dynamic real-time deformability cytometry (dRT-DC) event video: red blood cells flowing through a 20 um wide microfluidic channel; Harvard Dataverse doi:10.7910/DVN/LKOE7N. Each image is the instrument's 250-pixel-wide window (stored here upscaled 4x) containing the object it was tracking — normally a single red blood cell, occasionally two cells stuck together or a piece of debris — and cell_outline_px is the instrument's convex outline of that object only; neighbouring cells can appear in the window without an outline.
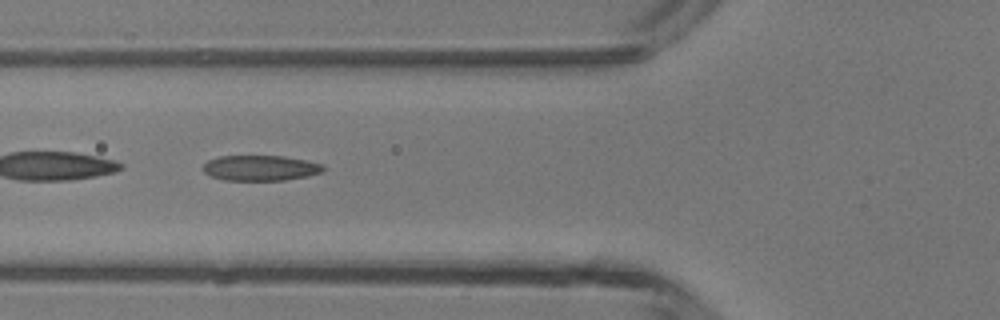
{"species": "common noctule bat (a hibernating species)", "species_latin": "Nyctalus noctula", "temperature_condition": "room temperature", "stored_images_in_passage": 46, "camera_frame_rate_fps": 3000, "um_per_image_px": 0.085, "animal": {"sex": "male", "body_mass_g": 13.3}, "frame": {"image": 1, "passage_image": 17, "time_ms": 5.333, "image_size_px": [1000, 320], "cell_outline_px": [[324, 172], [308, 176], [284, 180], [224, 180], [212, 176], [204, 172], [204, 164], [208, 160], [220, 156], [284, 156], [308, 160], [324, 164]], "centroid_in_image_um": [22.2, 14.27], "position_along_channel_um": 103.6, "area_um2": 17.86}}
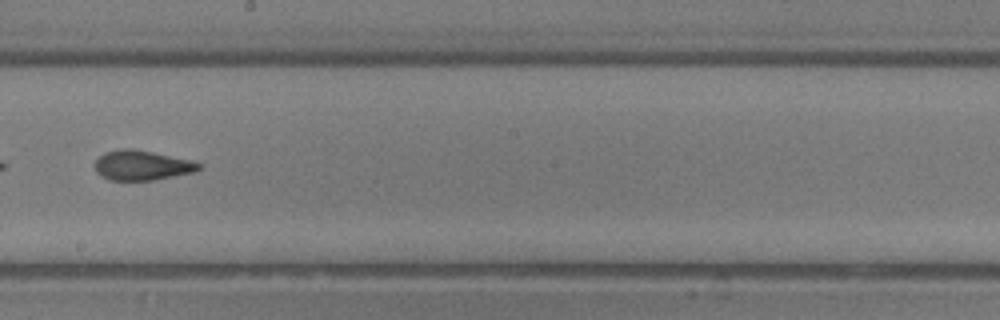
{"frame": {"image": 2, "passage_image": 26, "time_ms": 8.333, "image_size_px": [1000, 320], "cell_outline_px": [[200, 168], [192, 172], [156, 180], [112, 180], [100, 176], [96, 172], [96, 160], [104, 152], [120, 148], [132, 148], [152, 152], [188, 160], [200, 164]], "centroid_in_image_um": [12.0, 14.05], "position_along_channel_um": 236.2, "area_um2": 17.8}}
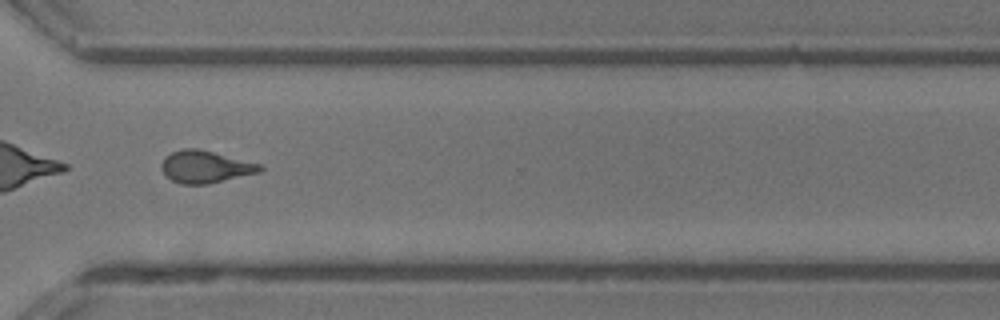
{"frame": {"image": 3, "passage_image": 34, "time_ms": 11.0, "image_size_px": [1000, 320], "cell_outline_px": [[264, 168], [260, 172], [208, 184], [180, 184], [172, 180], [160, 168], [160, 164], [164, 156], [180, 148], [200, 148], [260, 164]], "centroid_in_image_um": [17.43, 14.16], "position_along_channel_um": 353.2, "area_um2": 18.61}, "authors_computed_cell_mechanics": {"area_um2": 18.6116, "velocity_mm_per_s": 4.4002, "shape_relaxation_time_tau1_ms": 4.6043, "shape_relaxation_time_tau2_ms": 1.5199, "deformation_change_tau1": 0.1749, "deformation_change_tau2": 0.1075}}